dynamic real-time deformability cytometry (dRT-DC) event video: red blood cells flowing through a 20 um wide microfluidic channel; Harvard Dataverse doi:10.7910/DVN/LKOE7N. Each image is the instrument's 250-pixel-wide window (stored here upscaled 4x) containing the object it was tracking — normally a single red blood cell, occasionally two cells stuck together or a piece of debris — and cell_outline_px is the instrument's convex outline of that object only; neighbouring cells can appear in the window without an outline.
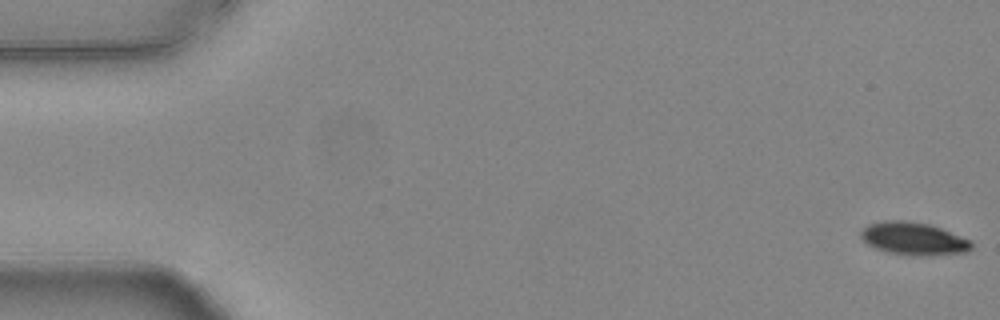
{"species": "common noctule bat (a hibernating species)", "species_latin": "Nyctalus noctula", "temperature_condition": "warm", "stored_images_in_passage": 15, "camera_frame_rate_fps": 3000, "um_per_image_px": 0.085, "animal": {"sex": "female", "body_mass_g": 24.6, "forearm_length_mm": 56.2}, "frame": {"image": 1, "passage_image": 1, "time_ms": 0.0, "image_size_px": [1000, 320], "cell_outline_px": [[972, 248], [968, 252], [932, 256], [916, 256], [888, 252], [876, 248], [868, 244], [860, 236], [860, 232], [868, 224], [884, 220], [904, 220], [928, 224], [940, 228], [972, 240]], "centroid_in_image_um": [77.68, 20.29], "position_along_channel_um": 7.3, "area_um2": 21.21}}
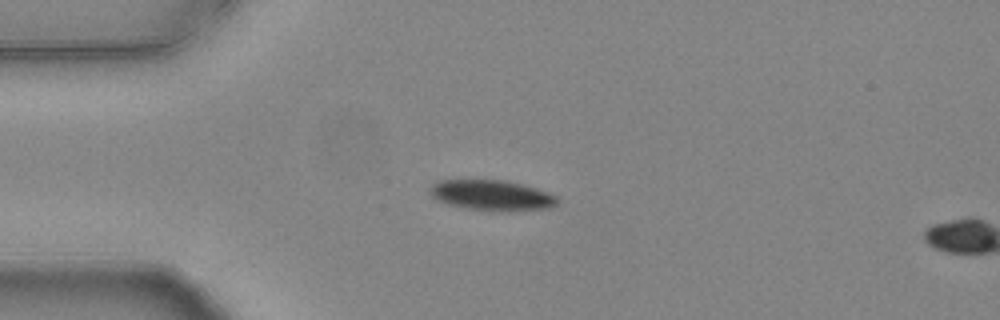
{"frame": {"image": 2, "passage_image": 14, "time_ms": 4.333, "image_size_px": [1000, 320], "cell_outline_px": [[556, 204], [548, 208], [512, 212], [508, 212], [468, 208], [448, 204], [436, 200], [428, 192], [428, 188], [436, 180], [508, 180], [524, 184], [548, 192], [556, 196]], "centroid_in_image_um": [41.77, 16.59], "position_along_channel_um": 43.2, "area_um2": 22.83}}